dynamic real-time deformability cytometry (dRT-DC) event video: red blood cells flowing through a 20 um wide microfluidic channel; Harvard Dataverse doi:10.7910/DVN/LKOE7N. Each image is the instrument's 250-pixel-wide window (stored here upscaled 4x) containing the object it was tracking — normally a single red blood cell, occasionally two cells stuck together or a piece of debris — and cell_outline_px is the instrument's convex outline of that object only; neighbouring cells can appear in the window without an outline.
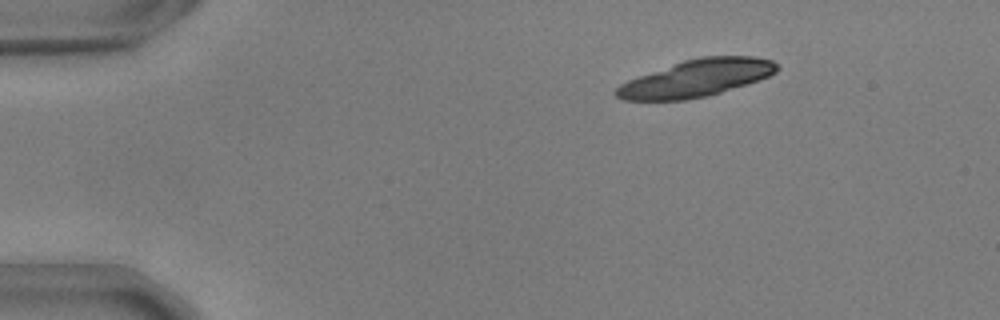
{"species": "common noctule bat (a hibernating species)", "species_latin": "Nyctalus noctula", "temperature_condition": "warm", "stored_images_in_passage": 35, "camera_frame_rate_fps": 3000, "um_per_image_px": 0.085, "animal": {"sex": "male", "body_mass_g": 17.9, "forearm_length_mm": 54.2}, "frame": {"image": 1, "passage_image": 1, "time_ms": 0.0, "image_size_px": [1000, 320], "cell_outline_px": [[780, 68], [776, 72], [768, 76], [708, 96], [688, 100], [624, 100], [616, 96], [612, 92], [620, 84], [628, 80], [684, 60], [700, 56], [756, 56], [772, 60]], "centroid_in_image_um": [59.18, 6.64], "position_along_channel_um": 25.8, "area_um2": 34.45}}